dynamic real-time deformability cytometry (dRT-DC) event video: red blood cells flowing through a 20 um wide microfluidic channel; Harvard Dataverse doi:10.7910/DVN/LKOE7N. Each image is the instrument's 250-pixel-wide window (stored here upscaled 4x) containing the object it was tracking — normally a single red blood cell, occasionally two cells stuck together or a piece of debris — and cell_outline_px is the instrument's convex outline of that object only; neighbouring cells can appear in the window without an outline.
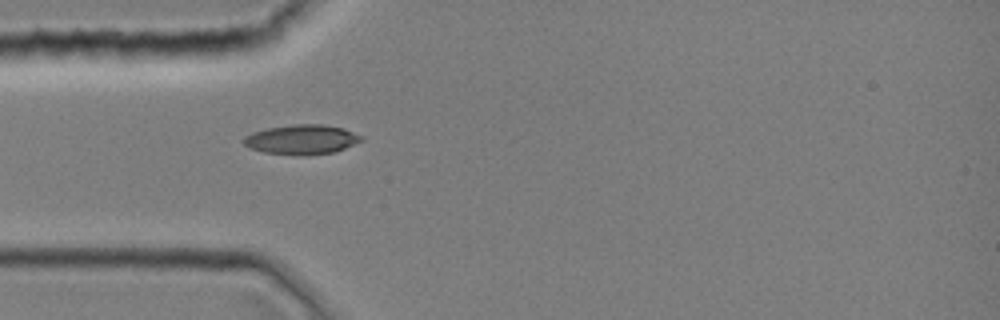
{"species": "common noctule bat (a hibernating species)", "species_latin": "Nyctalus noctula", "temperature_condition": "room temperature", "stored_images_in_passage": 1, "camera_frame_rate_fps": 3000, "um_per_image_px": 0.085, "animal": {"sex": "female", "body_mass_g": 19.0, "forearm_length_mm": 51.5}, "frame": {"image": 1, "passage_image": 1, "time_ms": 0.0, "image_size_px": [1000, 320], "cell_outline_px": [[364, 140], [344, 148], [332, 152], [300, 156], [264, 152], [248, 148], [244, 144], [244, 136], [252, 132], [268, 128], [292, 124], [324, 124], [344, 128], [364, 136]], "centroid_in_image_um": [25.65, 11.85], "position_along_channel_um": 59.3, "area_um2": 20.46}}